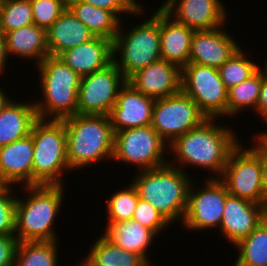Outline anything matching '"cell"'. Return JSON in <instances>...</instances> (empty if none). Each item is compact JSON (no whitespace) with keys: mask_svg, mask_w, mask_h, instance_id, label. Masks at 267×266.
I'll return each instance as SVG.
<instances>
[{"mask_svg":"<svg viewBox=\"0 0 267 266\" xmlns=\"http://www.w3.org/2000/svg\"><path fill=\"white\" fill-rule=\"evenodd\" d=\"M68 8L95 36L112 41L116 37L122 20L112 11L78 0H68Z\"/></svg>","mask_w":267,"mask_h":266,"instance_id":"27","label":"cell"},{"mask_svg":"<svg viewBox=\"0 0 267 266\" xmlns=\"http://www.w3.org/2000/svg\"><path fill=\"white\" fill-rule=\"evenodd\" d=\"M63 121L67 133V161L71 171L106 159L112 161L115 133L109 116L75 114Z\"/></svg>","mask_w":267,"mask_h":266,"instance_id":"4","label":"cell"},{"mask_svg":"<svg viewBox=\"0 0 267 266\" xmlns=\"http://www.w3.org/2000/svg\"><path fill=\"white\" fill-rule=\"evenodd\" d=\"M255 112L267 123V74L263 68L260 98Z\"/></svg>","mask_w":267,"mask_h":266,"instance_id":"39","label":"cell"},{"mask_svg":"<svg viewBox=\"0 0 267 266\" xmlns=\"http://www.w3.org/2000/svg\"><path fill=\"white\" fill-rule=\"evenodd\" d=\"M58 241L19 242L13 266H59Z\"/></svg>","mask_w":267,"mask_h":266,"instance_id":"30","label":"cell"},{"mask_svg":"<svg viewBox=\"0 0 267 266\" xmlns=\"http://www.w3.org/2000/svg\"><path fill=\"white\" fill-rule=\"evenodd\" d=\"M19 241L15 236L0 235V266H13Z\"/></svg>","mask_w":267,"mask_h":266,"instance_id":"38","label":"cell"},{"mask_svg":"<svg viewBox=\"0 0 267 266\" xmlns=\"http://www.w3.org/2000/svg\"><path fill=\"white\" fill-rule=\"evenodd\" d=\"M242 49L244 48L240 47L218 68L220 78L227 89L249 79L261 68L255 61L249 60Z\"/></svg>","mask_w":267,"mask_h":266,"instance_id":"31","label":"cell"},{"mask_svg":"<svg viewBox=\"0 0 267 266\" xmlns=\"http://www.w3.org/2000/svg\"><path fill=\"white\" fill-rule=\"evenodd\" d=\"M11 100L12 99L9 97V94H6V91H4L3 88H0V112L7 106V104Z\"/></svg>","mask_w":267,"mask_h":266,"instance_id":"42","label":"cell"},{"mask_svg":"<svg viewBox=\"0 0 267 266\" xmlns=\"http://www.w3.org/2000/svg\"><path fill=\"white\" fill-rule=\"evenodd\" d=\"M127 82L145 96L161 99L181 90V69L160 59L135 72Z\"/></svg>","mask_w":267,"mask_h":266,"instance_id":"17","label":"cell"},{"mask_svg":"<svg viewBox=\"0 0 267 266\" xmlns=\"http://www.w3.org/2000/svg\"><path fill=\"white\" fill-rule=\"evenodd\" d=\"M58 57L83 77L104 69L113 62L112 40L95 36L86 43L63 51Z\"/></svg>","mask_w":267,"mask_h":266,"instance_id":"19","label":"cell"},{"mask_svg":"<svg viewBox=\"0 0 267 266\" xmlns=\"http://www.w3.org/2000/svg\"><path fill=\"white\" fill-rule=\"evenodd\" d=\"M127 79L112 62L106 68L81 77L77 114L109 116Z\"/></svg>","mask_w":267,"mask_h":266,"instance_id":"13","label":"cell"},{"mask_svg":"<svg viewBox=\"0 0 267 266\" xmlns=\"http://www.w3.org/2000/svg\"><path fill=\"white\" fill-rule=\"evenodd\" d=\"M101 9L112 11L120 20L121 15H143L146 10L137 0H78ZM121 14V15H120ZM120 16V17H119Z\"/></svg>","mask_w":267,"mask_h":266,"instance_id":"37","label":"cell"},{"mask_svg":"<svg viewBox=\"0 0 267 266\" xmlns=\"http://www.w3.org/2000/svg\"><path fill=\"white\" fill-rule=\"evenodd\" d=\"M233 247L238 248L233 266H267V217Z\"/></svg>","mask_w":267,"mask_h":266,"instance_id":"28","label":"cell"},{"mask_svg":"<svg viewBox=\"0 0 267 266\" xmlns=\"http://www.w3.org/2000/svg\"><path fill=\"white\" fill-rule=\"evenodd\" d=\"M260 158L262 163L264 206L267 207V148L261 142H260Z\"/></svg>","mask_w":267,"mask_h":266,"instance_id":"40","label":"cell"},{"mask_svg":"<svg viewBox=\"0 0 267 266\" xmlns=\"http://www.w3.org/2000/svg\"><path fill=\"white\" fill-rule=\"evenodd\" d=\"M154 102L155 99L145 96L126 82L109 115L114 133L151 125Z\"/></svg>","mask_w":267,"mask_h":266,"instance_id":"18","label":"cell"},{"mask_svg":"<svg viewBox=\"0 0 267 266\" xmlns=\"http://www.w3.org/2000/svg\"><path fill=\"white\" fill-rule=\"evenodd\" d=\"M195 30L178 23L159 7L161 58L182 69L189 63L192 37Z\"/></svg>","mask_w":267,"mask_h":266,"instance_id":"20","label":"cell"},{"mask_svg":"<svg viewBox=\"0 0 267 266\" xmlns=\"http://www.w3.org/2000/svg\"><path fill=\"white\" fill-rule=\"evenodd\" d=\"M8 55L6 51V42L4 35L0 32V76L5 74L6 62L8 60ZM4 72V73H3Z\"/></svg>","mask_w":267,"mask_h":266,"instance_id":"41","label":"cell"},{"mask_svg":"<svg viewBox=\"0 0 267 266\" xmlns=\"http://www.w3.org/2000/svg\"><path fill=\"white\" fill-rule=\"evenodd\" d=\"M135 172L131 182L136 187L139 198L154 206L170 225L177 223L176 221L182 223L194 178L169 163Z\"/></svg>","mask_w":267,"mask_h":266,"instance_id":"2","label":"cell"},{"mask_svg":"<svg viewBox=\"0 0 267 266\" xmlns=\"http://www.w3.org/2000/svg\"><path fill=\"white\" fill-rule=\"evenodd\" d=\"M79 266H150L139 254L110 242L102 233Z\"/></svg>","mask_w":267,"mask_h":266,"instance_id":"26","label":"cell"},{"mask_svg":"<svg viewBox=\"0 0 267 266\" xmlns=\"http://www.w3.org/2000/svg\"><path fill=\"white\" fill-rule=\"evenodd\" d=\"M266 62V63H265ZM263 65H265V66H263L262 68L265 70V72H266V74H267V60L266 61H264V64Z\"/></svg>","mask_w":267,"mask_h":266,"instance_id":"45","label":"cell"},{"mask_svg":"<svg viewBox=\"0 0 267 266\" xmlns=\"http://www.w3.org/2000/svg\"><path fill=\"white\" fill-rule=\"evenodd\" d=\"M252 137L254 144H250L251 148L239 143L230 152L219 179L230 195L264 206L260 141Z\"/></svg>","mask_w":267,"mask_h":266,"instance_id":"8","label":"cell"},{"mask_svg":"<svg viewBox=\"0 0 267 266\" xmlns=\"http://www.w3.org/2000/svg\"><path fill=\"white\" fill-rule=\"evenodd\" d=\"M33 23L48 29L67 9L68 0H30Z\"/></svg>","mask_w":267,"mask_h":266,"instance_id":"34","label":"cell"},{"mask_svg":"<svg viewBox=\"0 0 267 266\" xmlns=\"http://www.w3.org/2000/svg\"><path fill=\"white\" fill-rule=\"evenodd\" d=\"M33 24L30 0H3L0 12V32L16 30Z\"/></svg>","mask_w":267,"mask_h":266,"instance_id":"33","label":"cell"},{"mask_svg":"<svg viewBox=\"0 0 267 266\" xmlns=\"http://www.w3.org/2000/svg\"><path fill=\"white\" fill-rule=\"evenodd\" d=\"M262 83V67L249 79L228 89L227 116L236 117V114L256 110ZM247 109V110H246Z\"/></svg>","mask_w":267,"mask_h":266,"instance_id":"29","label":"cell"},{"mask_svg":"<svg viewBox=\"0 0 267 266\" xmlns=\"http://www.w3.org/2000/svg\"><path fill=\"white\" fill-rule=\"evenodd\" d=\"M30 135L34 144L32 185H64L65 172H72L67 161L64 121L38 118Z\"/></svg>","mask_w":267,"mask_h":266,"instance_id":"6","label":"cell"},{"mask_svg":"<svg viewBox=\"0 0 267 266\" xmlns=\"http://www.w3.org/2000/svg\"><path fill=\"white\" fill-rule=\"evenodd\" d=\"M167 147L168 143L151 125L129 128L115 132L112 160L136 166L137 171L154 169L168 164Z\"/></svg>","mask_w":267,"mask_h":266,"instance_id":"9","label":"cell"},{"mask_svg":"<svg viewBox=\"0 0 267 266\" xmlns=\"http://www.w3.org/2000/svg\"><path fill=\"white\" fill-rule=\"evenodd\" d=\"M181 90L208 118L227 115L228 89L217 68L188 63L181 69Z\"/></svg>","mask_w":267,"mask_h":266,"instance_id":"10","label":"cell"},{"mask_svg":"<svg viewBox=\"0 0 267 266\" xmlns=\"http://www.w3.org/2000/svg\"><path fill=\"white\" fill-rule=\"evenodd\" d=\"M33 152L30 134L0 147V174L12 186L18 183L19 187L32 185Z\"/></svg>","mask_w":267,"mask_h":266,"instance_id":"21","label":"cell"},{"mask_svg":"<svg viewBox=\"0 0 267 266\" xmlns=\"http://www.w3.org/2000/svg\"><path fill=\"white\" fill-rule=\"evenodd\" d=\"M149 17L145 22H140V25H131V29H128L130 31L122 28L121 21L118 33L112 41L113 63L126 79L138 70L162 59L159 7Z\"/></svg>","mask_w":267,"mask_h":266,"instance_id":"7","label":"cell"},{"mask_svg":"<svg viewBox=\"0 0 267 266\" xmlns=\"http://www.w3.org/2000/svg\"><path fill=\"white\" fill-rule=\"evenodd\" d=\"M2 2L3 0H0V12H1V7H2Z\"/></svg>","mask_w":267,"mask_h":266,"instance_id":"46","label":"cell"},{"mask_svg":"<svg viewBox=\"0 0 267 266\" xmlns=\"http://www.w3.org/2000/svg\"><path fill=\"white\" fill-rule=\"evenodd\" d=\"M218 118H208L200 126L177 137L169 144V151L175 158L169 164L184 172L185 166L202 168L211 172L207 178H220L230 152L240 143L233 128L218 125ZM179 164H178V163ZM177 165H176V164ZM174 164V165H173ZM213 175L216 174V175Z\"/></svg>","mask_w":267,"mask_h":266,"instance_id":"1","label":"cell"},{"mask_svg":"<svg viewBox=\"0 0 267 266\" xmlns=\"http://www.w3.org/2000/svg\"><path fill=\"white\" fill-rule=\"evenodd\" d=\"M36 69L43 94L40 101H34L37 117L63 120L77 114L81 77L56 56H47L36 65Z\"/></svg>","mask_w":267,"mask_h":266,"instance_id":"5","label":"cell"},{"mask_svg":"<svg viewBox=\"0 0 267 266\" xmlns=\"http://www.w3.org/2000/svg\"><path fill=\"white\" fill-rule=\"evenodd\" d=\"M207 119L198 105L180 90L176 94L155 100L151 126L169 145Z\"/></svg>","mask_w":267,"mask_h":266,"instance_id":"11","label":"cell"},{"mask_svg":"<svg viewBox=\"0 0 267 266\" xmlns=\"http://www.w3.org/2000/svg\"><path fill=\"white\" fill-rule=\"evenodd\" d=\"M102 233L110 242L127 251L141 255L149 264L148 251L157 235L135 220L111 223Z\"/></svg>","mask_w":267,"mask_h":266,"instance_id":"25","label":"cell"},{"mask_svg":"<svg viewBox=\"0 0 267 266\" xmlns=\"http://www.w3.org/2000/svg\"><path fill=\"white\" fill-rule=\"evenodd\" d=\"M205 184L198 188L193 180L188 194L187 208L182 221L188 231L217 229L223 217L224 204L229 194L219 178H205ZM199 189V190H198Z\"/></svg>","mask_w":267,"mask_h":266,"instance_id":"12","label":"cell"},{"mask_svg":"<svg viewBox=\"0 0 267 266\" xmlns=\"http://www.w3.org/2000/svg\"><path fill=\"white\" fill-rule=\"evenodd\" d=\"M254 136L267 148V131H259V133Z\"/></svg>","mask_w":267,"mask_h":266,"instance_id":"44","label":"cell"},{"mask_svg":"<svg viewBox=\"0 0 267 266\" xmlns=\"http://www.w3.org/2000/svg\"><path fill=\"white\" fill-rule=\"evenodd\" d=\"M160 7L195 31L213 30L227 23V9L221 0H164Z\"/></svg>","mask_w":267,"mask_h":266,"instance_id":"14","label":"cell"},{"mask_svg":"<svg viewBox=\"0 0 267 266\" xmlns=\"http://www.w3.org/2000/svg\"><path fill=\"white\" fill-rule=\"evenodd\" d=\"M12 185L0 174V196L4 195Z\"/></svg>","mask_w":267,"mask_h":266,"instance_id":"43","label":"cell"},{"mask_svg":"<svg viewBox=\"0 0 267 266\" xmlns=\"http://www.w3.org/2000/svg\"><path fill=\"white\" fill-rule=\"evenodd\" d=\"M138 199V191L132 182L126 188L114 192L106 203L108 216L106 227L111 223L132 220Z\"/></svg>","mask_w":267,"mask_h":266,"instance_id":"32","label":"cell"},{"mask_svg":"<svg viewBox=\"0 0 267 266\" xmlns=\"http://www.w3.org/2000/svg\"><path fill=\"white\" fill-rule=\"evenodd\" d=\"M49 56L58 57L63 51L92 40L95 35L67 7L46 30Z\"/></svg>","mask_w":267,"mask_h":266,"instance_id":"22","label":"cell"},{"mask_svg":"<svg viewBox=\"0 0 267 266\" xmlns=\"http://www.w3.org/2000/svg\"><path fill=\"white\" fill-rule=\"evenodd\" d=\"M8 58L15 57L35 60V64L49 56L46 29L31 24L4 34ZM10 54V55H9Z\"/></svg>","mask_w":267,"mask_h":266,"instance_id":"23","label":"cell"},{"mask_svg":"<svg viewBox=\"0 0 267 266\" xmlns=\"http://www.w3.org/2000/svg\"><path fill=\"white\" fill-rule=\"evenodd\" d=\"M226 24L213 30L195 31L192 37L189 63L219 68L240 47Z\"/></svg>","mask_w":267,"mask_h":266,"instance_id":"16","label":"cell"},{"mask_svg":"<svg viewBox=\"0 0 267 266\" xmlns=\"http://www.w3.org/2000/svg\"><path fill=\"white\" fill-rule=\"evenodd\" d=\"M18 188L19 192L23 188L22 191L27 198L21 199L19 195L17 198L15 229L17 240L19 242L59 240L53 225L64 202V185L43 184Z\"/></svg>","mask_w":267,"mask_h":266,"instance_id":"3","label":"cell"},{"mask_svg":"<svg viewBox=\"0 0 267 266\" xmlns=\"http://www.w3.org/2000/svg\"><path fill=\"white\" fill-rule=\"evenodd\" d=\"M17 195L12 186L0 196V235L15 236Z\"/></svg>","mask_w":267,"mask_h":266,"instance_id":"36","label":"cell"},{"mask_svg":"<svg viewBox=\"0 0 267 266\" xmlns=\"http://www.w3.org/2000/svg\"><path fill=\"white\" fill-rule=\"evenodd\" d=\"M14 99L0 112V147L28 136L38 119L34 101L17 102Z\"/></svg>","mask_w":267,"mask_h":266,"instance_id":"24","label":"cell"},{"mask_svg":"<svg viewBox=\"0 0 267 266\" xmlns=\"http://www.w3.org/2000/svg\"><path fill=\"white\" fill-rule=\"evenodd\" d=\"M132 220L139 222L141 225L153 231L157 236L164 229L169 228V223L149 202L140 198L134 211Z\"/></svg>","mask_w":267,"mask_h":266,"instance_id":"35","label":"cell"},{"mask_svg":"<svg viewBox=\"0 0 267 266\" xmlns=\"http://www.w3.org/2000/svg\"><path fill=\"white\" fill-rule=\"evenodd\" d=\"M267 207L228 194L219 231L234 246L247 237L265 218Z\"/></svg>","mask_w":267,"mask_h":266,"instance_id":"15","label":"cell"}]
</instances>
